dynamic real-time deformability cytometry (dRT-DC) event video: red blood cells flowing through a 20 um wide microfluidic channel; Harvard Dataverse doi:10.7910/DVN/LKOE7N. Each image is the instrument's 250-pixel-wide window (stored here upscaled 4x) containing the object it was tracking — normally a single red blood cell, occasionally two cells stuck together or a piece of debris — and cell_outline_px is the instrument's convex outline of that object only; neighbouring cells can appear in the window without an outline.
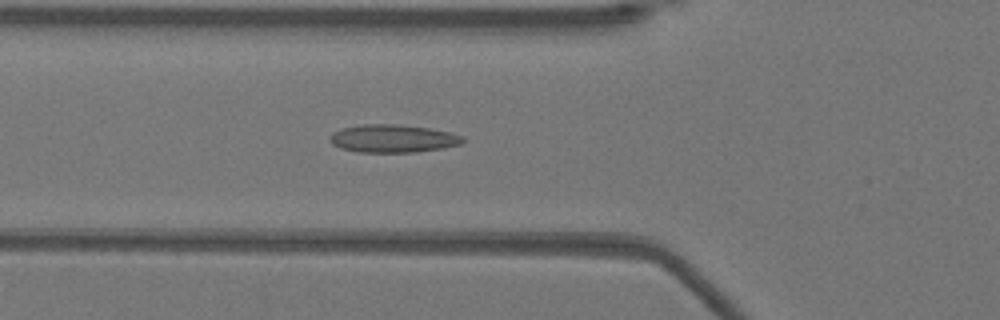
{"species": "Egyptian fruit bat (a non-hibernating species)", "species_latin": "Rousettus aegyptiacus", "temperature_condition": "warm", "stored_images_in_passage": 51, "camera_frame_rate_fps": 3000, "um_per_image_px": 0.085, "animal": {"sex": "female"}, "frame": {"image": 1, "passage_image": 18, "time_ms": 5.667, "image_size_px": [1000, 320], "cell_outline_px": [[468, 140], [464, 144], [416, 152], [356, 152], [340, 148], [332, 144], [328, 140], [328, 136], [332, 132], [340, 128], [364, 124], [396, 124], [428, 128], [448, 132], [464, 136]], "centroid_in_image_um": [33.38, 11.78], "position_along_channel_um": 92.4, "area_um2": 21.91}}
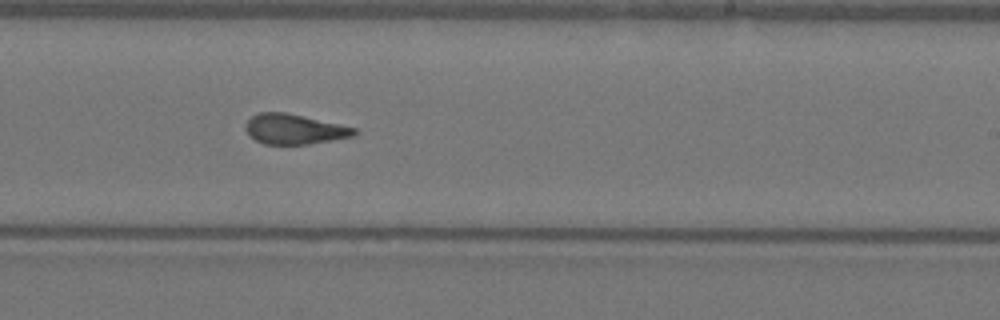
{"frame": {"image": 2, "passage_image": 31, "time_ms": 10.0, "image_size_px": [1000, 320], "cell_outline_px": [[360, 132], [356, 136], [308, 144], [264, 144], [248, 136], [244, 128], [244, 124], [252, 116], [260, 112], [284, 112], [356, 128]], "centroid_in_image_um": [25.0, 10.99], "position_along_channel_um": 264.0, "area_um2": 19.07}}
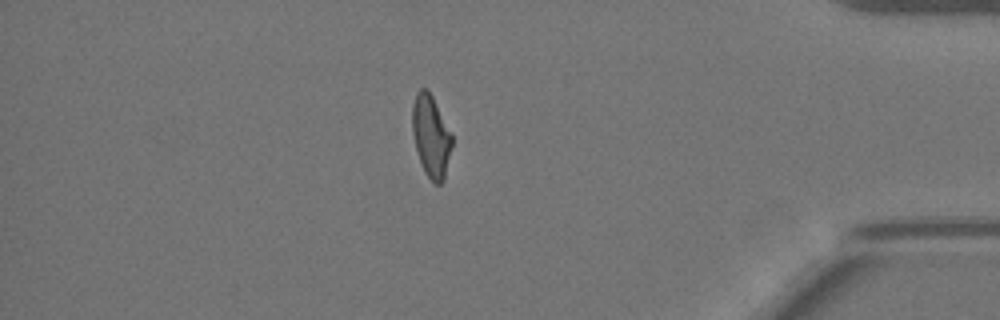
{"frame": {"image": 3, "passage_image": 44, "time_ms": 14.333, "image_size_px": [1000, 320], "cell_outline_px": [[452, 144], [444, 180], [440, 184], [436, 184], [424, 172], [416, 148], [412, 132], [412, 104], [416, 92], [420, 88], [424, 88], [432, 96], [452, 132]], "centroid_in_image_um": [36.63, 11.55], "position_along_channel_um": 398.6, "area_um2": 18.9}, "authors_computed_cell_mechanics": {"area_um2": 19.8832, "velocity_mm_per_s": 3.959, "shape_relaxation_time_tau1_ms": null, "shape_relaxation_time_tau2_ms": 1.6588, "deformation_change_tau1": null, "deformation_change_tau2": 0.1012}}